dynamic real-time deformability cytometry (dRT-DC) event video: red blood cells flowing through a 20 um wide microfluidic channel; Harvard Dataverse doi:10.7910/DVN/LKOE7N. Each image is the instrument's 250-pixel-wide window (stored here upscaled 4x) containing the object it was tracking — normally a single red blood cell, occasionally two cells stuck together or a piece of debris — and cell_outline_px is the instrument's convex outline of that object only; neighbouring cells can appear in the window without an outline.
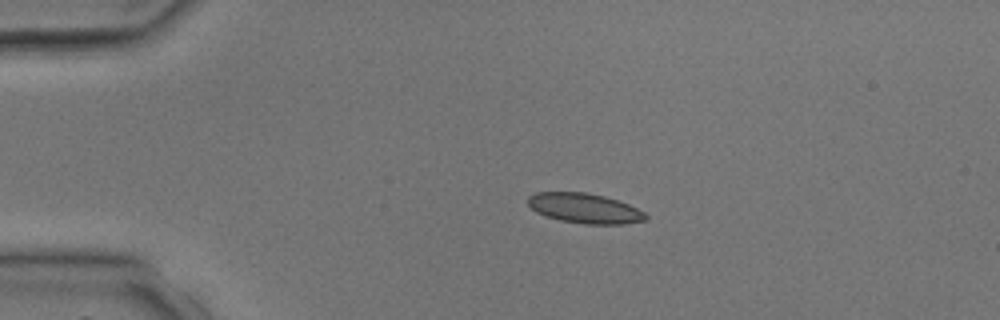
{"species": "common noctule bat (a hibernating species)", "species_latin": "Nyctalus noctula", "temperature_condition": "room temperature", "stored_images_in_passage": 4, "camera_frame_rate_fps": 3000, "um_per_image_px": 0.085, "animal": {"sex": "male", "body_mass_g": 17.9, "forearm_length_mm": 54.2}, "frame": {"image": 1, "passage_image": 3, "time_ms": 2.333, "image_size_px": [1000, 320], "cell_outline_px": [[648, 220], [624, 224], [584, 224], [560, 220], [544, 216], [536, 212], [528, 204], [528, 196], [536, 192], [588, 192], [604, 196], [628, 204], [644, 212], [648, 216]], "centroid_in_image_um": [49.69, 17.71], "position_along_channel_um": 35.3, "area_um2": 20.63}}